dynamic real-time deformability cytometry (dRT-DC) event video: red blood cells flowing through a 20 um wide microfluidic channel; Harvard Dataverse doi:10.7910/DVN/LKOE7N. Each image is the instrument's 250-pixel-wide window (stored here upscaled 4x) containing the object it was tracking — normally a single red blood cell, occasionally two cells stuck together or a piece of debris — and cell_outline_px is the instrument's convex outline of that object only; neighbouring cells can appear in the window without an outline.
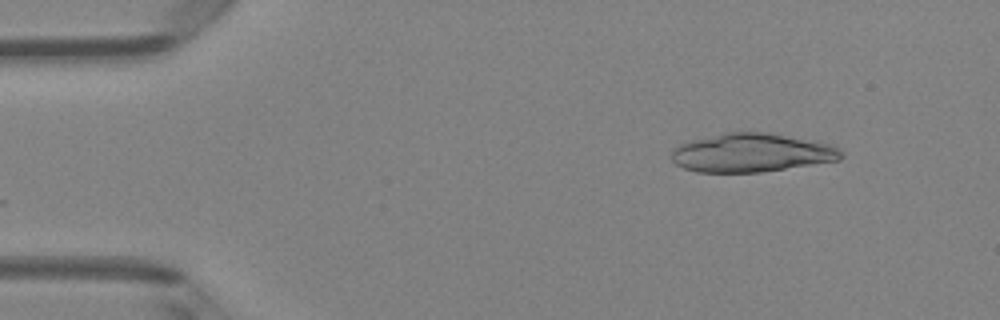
{"species": "Egyptian fruit bat (a non-hibernating species)", "species_latin": "Rousettus aegyptiacus", "temperature_condition": "room temperature", "stored_images_in_passage": 4, "camera_frame_rate_fps": 3000, "um_per_image_px": 0.085, "animal": {"sex": "female"}, "frame": {"image": 1, "passage_image": 2, "time_ms": 1.0, "image_size_px": [1000, 320], "cell_outline_px": [[844, 156], [840, 160], [760, 172], [696, 172], [684, 168], [676, 164], [672, 160], [672, 152], [680, 144], [692, 140], [724, 132], [768, 132], [816, 140], [832, 144], [840, 148], [844, 152]], "centroid_in_image_um": [63.96, 12.97], "position_along_channel_um": 21.0, "area_um2": 38.44}}